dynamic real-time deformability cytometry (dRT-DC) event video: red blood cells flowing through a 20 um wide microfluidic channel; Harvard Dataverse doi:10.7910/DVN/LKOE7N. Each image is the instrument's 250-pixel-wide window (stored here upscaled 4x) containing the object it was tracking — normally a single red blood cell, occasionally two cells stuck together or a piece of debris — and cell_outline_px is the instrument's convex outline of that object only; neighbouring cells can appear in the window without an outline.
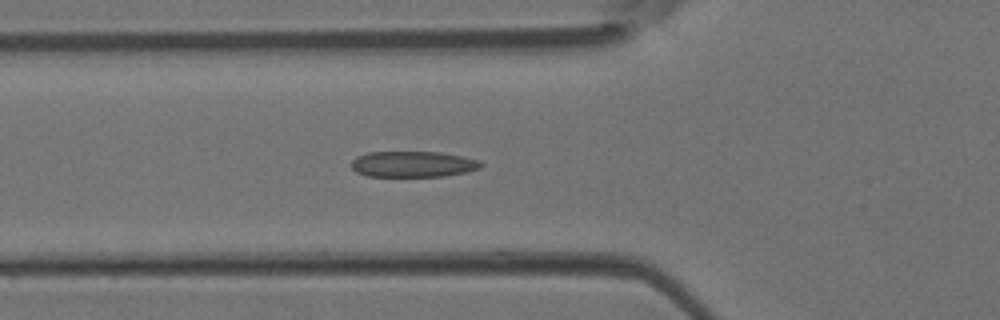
{"species": "Egyptian fruit bat (a non-hibernating species)", "species_latin": "Rousettus aegyptiacus", "temperature_condition": "room temperature", "stored_images_in_passage": 31, "camera_frame_rate_fps": 3000, "um_per_image_px": 0.085, "animal": {"sex": "female"}, "frame": {"image": 1, "passage_image": 2, "time_ms": 0.333, "image_size_px": [1000, 320], "cell_outline_px": [[484, 164], [480, 168], [468, 172], [444, 176], [368, 176], [356, 172], [352, 168], [352, 160], [356, 156], [368, 152], [440, 152], [464, 156], [480, 160]], "centroid_in_image_um": [35.14, 13.95], "position_along_channel_um": 90.7, "area_um2": 19.71}}
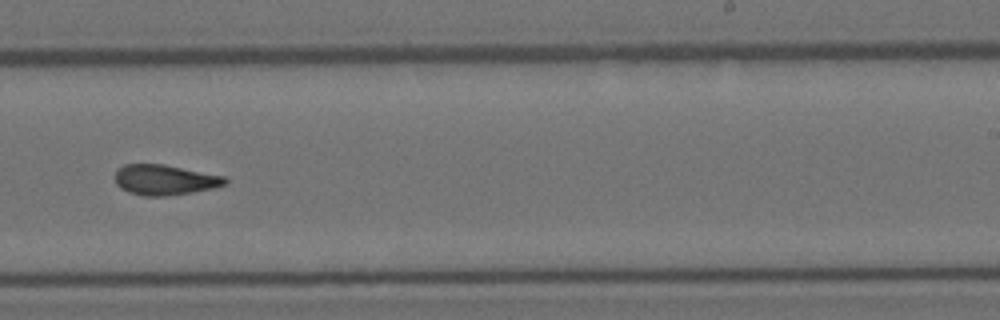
{"frame": {"image": 2, "passage_image": 14, "time_ms": 4.333, "image_size_px": [1000, 320], "cell_outline_px": [[228, 184], [216, 188], [168, 196], [144, 196], [128, 192], [120, 188], [116, 184], [116, 172], [124, 164], [164, 164], [224, 176], [228, 180]], "centroid_in_image_um": [14.04, 15.3], "position_along_channel_um": 275.0, "area_um2": 19.54}}
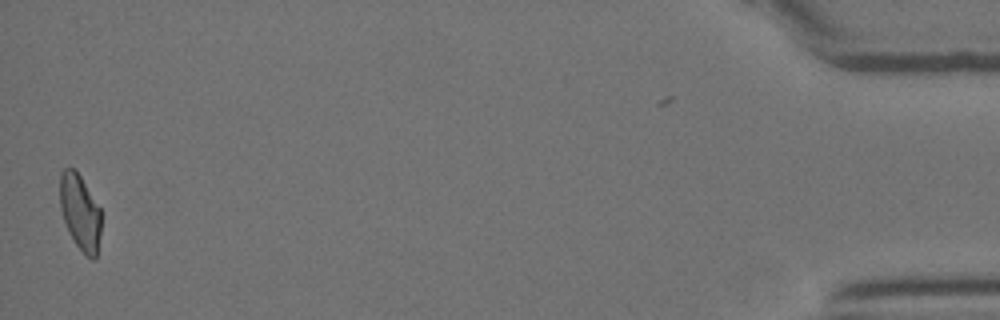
{"frame": {"image": 3, "passage_image": 30, "time_ms": 9.667, "image_size_px": [1000, 320], "cell_outline_px": [[100, 232], [96, 260], [92, 260], [76, 244], [64, 220], [60, 208], [60, 172], [64, 168], [72, 168], [80, 176], [100, 208]], "centroid_in_image_um": [6.8, 18.03], "position_along_channel_um": 428.4, "area_um2": 17.74}}